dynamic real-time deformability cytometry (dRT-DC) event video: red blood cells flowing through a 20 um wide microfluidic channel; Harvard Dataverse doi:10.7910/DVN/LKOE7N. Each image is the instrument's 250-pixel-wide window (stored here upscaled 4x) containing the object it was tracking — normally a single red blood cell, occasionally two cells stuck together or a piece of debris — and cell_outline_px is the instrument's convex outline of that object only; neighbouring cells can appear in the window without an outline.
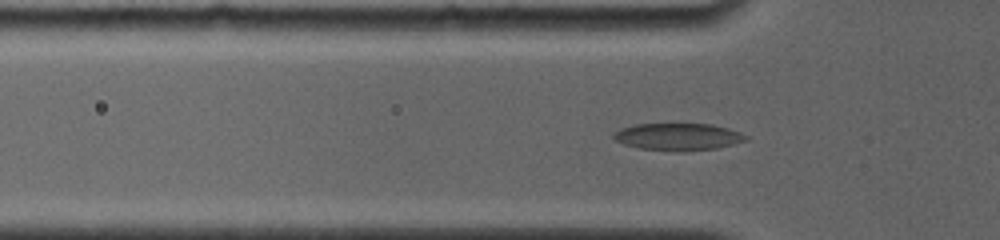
{"species": "common noctule bat (a hibernating species)", "species_latin": "Nyctalus noctula", "temperature_condition": "room temperature", "stored_images_in_passage": 46, "camera_frame_rate_fps": 4000, "um_per_image_px": 0.085, "animal": {"sex": "female", "body_mass_g": 19.0, "forearm_length_mm": 56.7}, "frame": {"image": 1, "passage_image": 10, "time_ms": 2.25, "image_size_px": [1000, 240], "cell_outline_px": [[748, 140], [716, 148], [676, 152], [672, 152], [636, 148], [624, 144], [616, 140], [612, 136], [620, 128], [636, 124], [712, 124], [728, 128], [740, 132], [748, 136]], "centroid_in_image_um": [57.63, 11.63], "position_along_channel_um": 68.2, "area_um2": 21.04}}
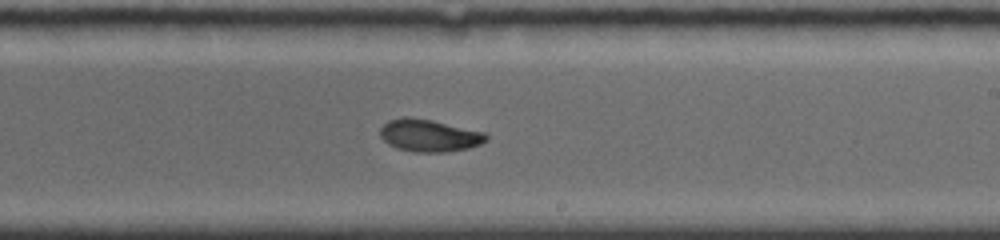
{"frame": {"image": 2, "passage_image": 29, "time_ms": 7.0, "image_size_px": [1000, 240], "cell_outline_px": [[488, 140], [480, 144], [468, 148], [448, 152], [412, 152], [396, 148], [388, 144], [380, 136], [380, 128], [388, 120], [404, 116], [408, 116], [432, 120], [484, 132], [488, 136]], "centroid_in_image_um": [36.46, 11.52], "position_along_channel_um": 252.5, "area_um2": 20.11}}
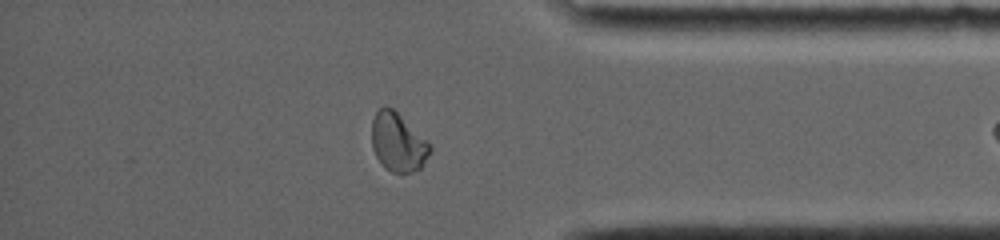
{"frame": {"image": 3, "passage_image": 45, "time_ms": 11.0, "image_size_px": [1000, 240], "cell_outline_px": [[432, 152], [424, 164], [420, 168], [412, 172], [392, 172], [376, 156], [372, 148], [372, 120], [376, 112], [384, 104], [392, 108], [432, 144]], "centroid_in_image_um": [33.86, 12.07], "position_along_channel_um": 401.3, "area_um2": 19.83}}